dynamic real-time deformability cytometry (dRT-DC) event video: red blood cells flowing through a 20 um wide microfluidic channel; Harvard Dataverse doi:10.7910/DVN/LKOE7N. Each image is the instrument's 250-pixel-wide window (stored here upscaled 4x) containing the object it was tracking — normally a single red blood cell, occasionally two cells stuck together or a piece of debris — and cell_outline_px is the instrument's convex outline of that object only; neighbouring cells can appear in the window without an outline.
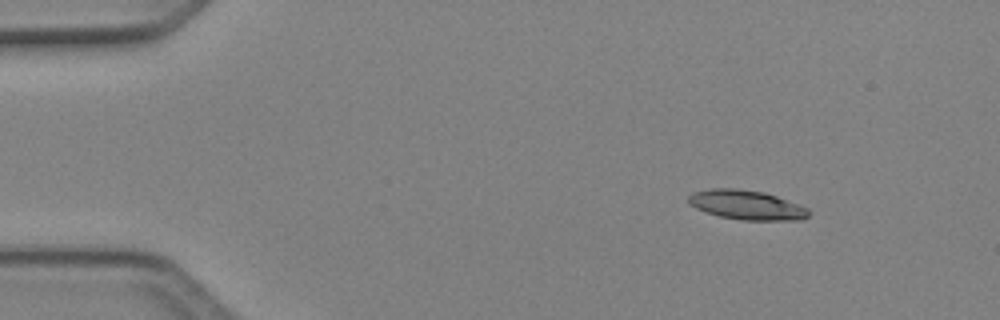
{"species": "Egyptian fruit bat (a non-hibernating species)", "species_latin": "Rousettus aegyptiacus", "temperature_condition": "cold", "stored_images_in_passage": 5, "camera_frame_rate_fps": 3000, "um_per_image_px": 0.085, "animal": {"sex": "female"}, "frame": {"image": 1, "passage_image": 5, "time_ms": 1.333, "image_size_px": [1000, 320], "cell_outline_px": [[808, 216], [804, 220], [740, 220], [720, 216], [696, 208], [688, 204], [688, 196], [692, 192], [712, 188], [736, 188], [764, 192], [776, 196], [808, 208]], "centroid_in_image_um": [63.44, 17.42], "position_along_channel_um": 21.6, "area_um2": 20.58}}